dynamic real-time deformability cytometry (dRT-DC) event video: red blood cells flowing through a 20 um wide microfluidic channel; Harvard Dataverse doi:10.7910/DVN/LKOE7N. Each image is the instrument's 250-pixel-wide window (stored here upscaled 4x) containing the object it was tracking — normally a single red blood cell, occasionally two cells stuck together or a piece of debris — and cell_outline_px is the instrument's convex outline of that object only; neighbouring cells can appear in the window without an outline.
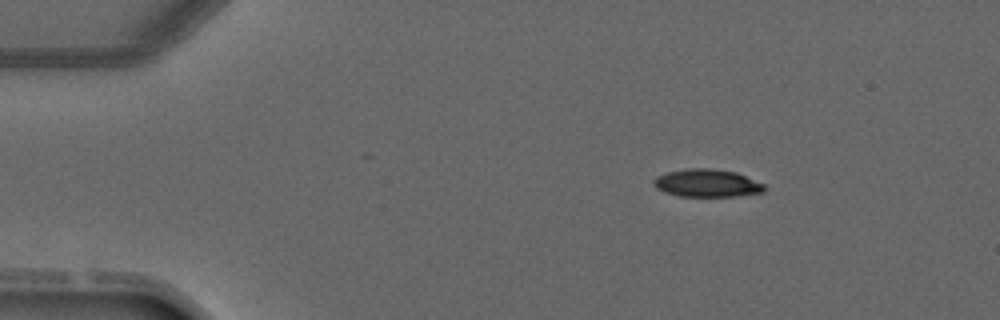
{"species": "common noctule bat (a hibernating species)", "species_latin": "Nyctalus noctula", "temperature_condition": "warm", "stored_images_in_passage": 3, "camera_frame_rate_fps": 3000, "um_per_image_px": 0.085, "animal": {"sex": "male", "forearm_length_mm": 52.5}, "frame": {"image": 1, "passage_image": 1, "time_ms": 0.0, "image_size_px": [1000, 320], "cell_outline_px": [[764, 192], [736, 196], [680, 196], [664, 192], [656, 188], [652, 184], [652, 180], [656, 176], [668, 172], [688, 168], [712, 168], [736, 172], [764, 184]], "centroid_in_image_um": [60.06, 15.56], "position_along_channel_um": 24.9, "area_um2": 17.92}}
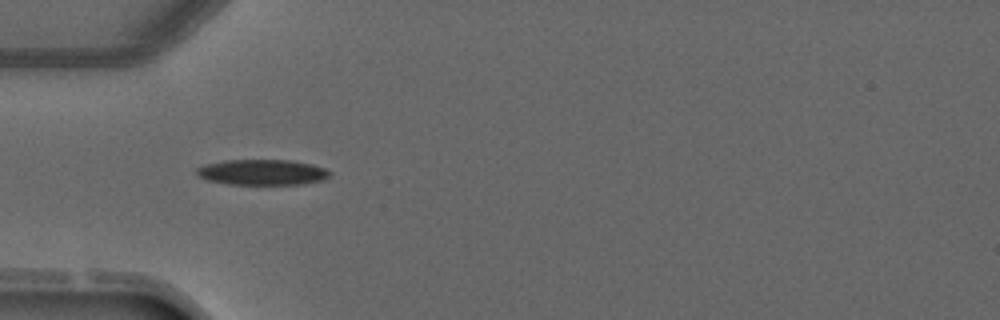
{"frame": {"image": 2, "passage_image": 3, "time_ms": 2.333, "image_size_px": [1000, 320], "cell_outline_px": [[332, 172], [324, 180], [300, 184], [228, 184], [208, 180], [196, 176], [196, 168], [208, 164], [224, 160], [288, 160], [312, 164], [324, 168]], "centroid_in_image_um": [22.28, 14.64], "position_along_channel_um": 62.7, "area_um2": 19.77}}